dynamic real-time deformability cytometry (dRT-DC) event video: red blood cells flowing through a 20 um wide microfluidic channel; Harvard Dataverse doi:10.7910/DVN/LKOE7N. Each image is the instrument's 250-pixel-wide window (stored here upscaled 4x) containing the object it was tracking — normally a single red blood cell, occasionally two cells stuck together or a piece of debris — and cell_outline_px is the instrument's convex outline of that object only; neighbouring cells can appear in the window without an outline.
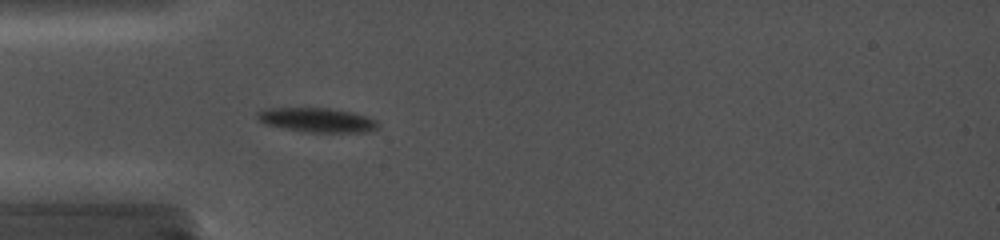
{"species": "common noctule bat (a hibernating species)", "species_latin": "Nyctalus noctula", "temperature_condition": "cold", "stored_images_in_passage": 17, "camera_frame_rate_fps": 5000, "um_per_image_px": 0.085, "animal": {"sex": "female", "body_mass_g": 19.0, "forearm_length_mm": 56.7}, "frame": {"image": 1, "passage_image": 6, "time_ms": 3.4, "image_size_px": [1000, 240], "cell_outline_px": [[380, 128], [372, 132], [304, 132], [264, 124], [256, 116], [256, 112], [264, 108], [328, 108], [352, 112], [376, 120], [380, 124]], "centroid_in_image_um": [26.97, 10.21], "position_along_channel_um": 58.0, "area_um2": 17.28}}
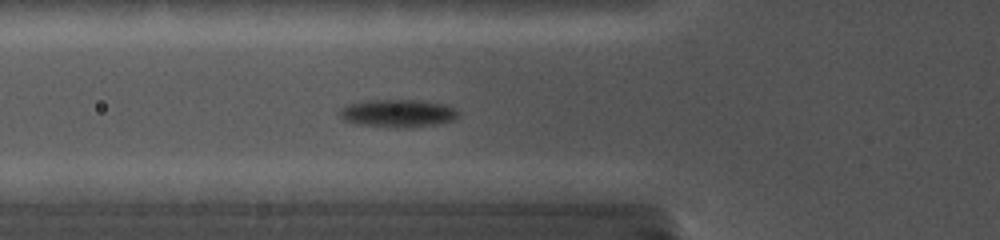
{"frame": {"image": 2, "passage_image": 8, "time_ms": 4.4, "image_size_px": [1000, 240], "cell_outline_px": [[456, 116], [452, 120], [436, 124], [360, 124], [344, 120], [340, 116], [340, 108], [344, 104], [368, 100], [424, 100], [444, 104], [456, 108]], "centroid_in_image_um": [33.77, 9.54], "position_along_channel_um": 92.0, "area_um2": 17.98}}
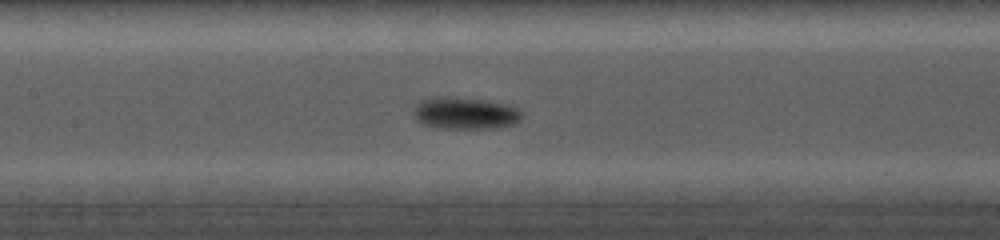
{"frame": {"image": 3, "passage_image": 12, "time_ms": 6.4, "image_size_px": [1000, 240], "cell_outline_px": [[524, 116], [516, 124], [488, 128], [436, 128], [420, 124], [416, 120], [416, 108], [420, 100], [436, 96], [488, 100], [504, 104], [516, 108], [524, 112]], "centroid_in_image_um": [39.56, 9.63], "position_along_channel_um": 167.8, "area_um2": 20.11}}